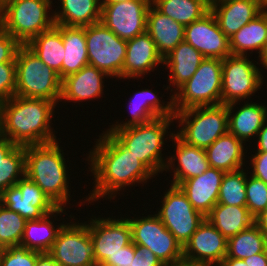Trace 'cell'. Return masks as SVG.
<instances>
[{
  "label": "cell",
  "instance_id": "7",
  "mask_svg": "<svg viewBox=\"0 0 267 266\" xmlns=\"http://www.w3.org/2000/svg\"><path fill=\"white\" fill-rule=\"evenodd\" d=\"M222 59L205 58L193 76L174 92V111L221 104Z\"/></svg>",
  "mask_w": 267,
  "mask_h": 266
},
{
  "label": "cell",
  "instance_id": "14",
  "mask_svg": "<svg viewBox=\"0 0 267 266\" xmlns=\"http://www.w3.org/2000/svg\"><path fill=\"white\" fill-rule=\"evenodd\" d=\"M48 253L59 266H92L96 264L88 224H64Z\"/></svg>",
  "mask_w": 267,
  "mask_h": 266
},
{
  "label": "cell",
  "instance_id": "55",
  "mask_svg": "<svg viewBox=\"0 0 267 266\" xmlns=\"http://www.w3.org/2000/svg\"><path fill=\"white\" fill-rule=\"evenodd\" d=\"M126 1H133V0H102L100 2L101 4H114V3L126 2Z\"/></svg>",
  "mask_w": 267,
  "mask_h": 266
},
{
  "label": "cell",
  "instance_id": "41",
  "mask_svg": "<svg viewBox=\"0 0 267 266\" xmlns=\"http://www.w3.org/2000/svg\"><path fill=\"white\" fill-rule=\"evenodd\" d=\"M40 254L22 245L7 246L0 249V266H35Z\"/></svg>",
  "mask_w": 267,
  "mask_h": 266
},
{
  "label": "cell",
  "instance_id": "6",
  "mask_svg": "<svg viewBox=\"0 0 267 266\" xmlns=\"http://www.w3.org/2000/svg\"><path fill=\"white\" fill-rule=\"evenodd\" d=\"M51 4V0H11L0 8V26L21 45H27L55 25L53 13L48 14Z\"/></svg>",
  "mask_w": 267,
  "mask_h": 266
},
{
  "label": "cell",
  "instance_id": "32",
  "mask_svg": "<svg viewBox=\"0 0 267 266\" xmlns=\"http://www.w3.org/2000/svg\"><path fill=\"white\" fill-rule=\"evenodd\" d=\"M64 207H58L54 212L44 215L38 220H27L20 245L29 250L48 253L56 241L59 230L64 224L55 229L49 220L53 213H63Z\"/></svg>",
  "mask_w": 267,
  "mask_h": 266
},
{
  "label": "cell",
  "instance_id": "20",
  "mask_svg": "<svg viewBox=\"0 0 267 266\" xmlns=\"http://www.w3.org/2000/svg\"><path fill=\"white\" fill-rule=\"evenodd\" d=\"M163 58L158 53L151 36L144 32L127 40V52L123 63V79L142 77L158 64Z\"/></svg>",
  "mask_w": 267,
  "mask_h": 266
},
{
  "label": "cell",
  "instance_id": "44",
  "mask_svg": "<svg viewBox=\"0 0 267 266\" xmlns=\"http://www.w3.org/2000/svg\"><path fill=\"white\" fill-rule=\"evenodd\" d=\"M21 44L0 26V63L15 62Z\"/></svg>",
  "mask_w": 267,
  "mask_h": 266
},
{
  "label": "cell",
  "instance_id": "4",
  "mask_svg": "<svg viewBox=\"0 0 267 266\" xmlns=\"http://www.w3.org/2000/svg\"><path fill=\"white\" fill-rule=\"evenodd\" d=\"M175 117H160L144 124L127 126L121 129H108L137 159L154 174L174 167L175 155L167 163L161 157L166 129ZM173 165V166H172Z\"/></svg>",
  "mask_w": 267,
  "mask_h": 266
},
{
  "label": "cell",
  "instance_id": "51",
  "mask_svg": "<svg viewBox=\"0 0 267 266\" xmlns=\"http://www.w3.org/2000/svg\"><path fill=\"white\" fill-rule=\"evenodd\" d=\"M213 264L206 262H199L186 259L182 257L180 260H177L173 265L170 266H212Z\"/></svg>",
  "mask_w": 267,
  "mask_h": 266
},
{
  "label": "cell",
  "instance_id": "9",
  "mask_svg": "<svg viewBox=\"0 0 267 266\" xmlns=\"http://www.w3.org/2000/svg\"><path fill=\"white\" fill-rule=\"evenodd\" d=\"M89 65L105 72L109 77L123 78V63L127 40L121 39L102 22L85 26Z\"/></svg>",
  "mask_w": 267,
  "mask_h": 266
},
{
  "label": "cell",
  "instance_id": "5",
  "mask_svg": "<svg viewBox=\"0 0 267 266\" xmlns=\"http://www.w3.org/2000/svg\"><path fill=\"white\" fill-rule=\"evenodd\" d=\"M15 95L42 98L56 105L61 98L62 79L52 68L45 65L26 45L16 53Z\"/></svg>",
  "mask_w": 267,
  "mask_h": 266
},
{
  "label": "cell",
  "instance_id": "36",
  "mask_svg": "<svg viewBox=\"0 0 267 266\" xmlns=\"http://www.w3.org/2000/svg\"><path fill=\"white\" fill-rule=\"evenodd\" d=\"M267 250V236L255 222L250 227L228 239L225 258L241 259Z\"/></svg>",
  "mask_w": 267,
  "mask_h": 266
},
{
  "label": "cell",
  "instance_id": "11",
  "mask_svg": "<svg viewBox=\"0 0 267 266\" xmlns=\"http://www.w3.org/2000/svg\"><path fill=\"white\" fill-rule=\"evenodd\" d=\"M156 215L182 247L206 219L194 209L179 186L172 184L164 195L162 207Z\"/></svg>",
  "mask_w": 267,
  "mask_h": 266
},
{
  "label": "cell",
  "instance_id": "28",
  "mask_svg": "<svg viewBox=\"0 0 267 266\" xmlns=\"http://www.w3.org/2000/svg\"><path fill=\"white\" fill-rule=\"evenodd\" d=\"M26 46L33 51L45 65L55 70L62 79V62L65 57L62 25L55 24L51 29L33 38Z\"/></svg>",
  "mask_w": 267,
  "mask_h": 266
},
{
  "label": "cell",
  "instance_id": "2",
  "mask_svg": "<svg viewBox=\"0 0 267 266\" xmlns=\"http://www.w3.org/2000/svg\"><path fill=\"white\" fill-rule=\"evenodd\" d=\"M55 106L47 99L14 95L1 102L0 135L24 147L55 142L50 126Z\"/></svg>",
  "mask_w": 267,
  "mask_h": 266
},
{
  "label": "cell",
  "instance_id": "49",
  "mask_svg": "<svg viewBox=\"0 0 267 266\" xmlns=\"http://www.w3.org/2000/svg\"><path fill=\"white\" fill-rule=\"evenodd\" d=\"M267 120L264 122L262 128L258 131V150L257 152H267Z\"/></svg>",
  "mask_w": 267,
  "mask_h": 266
},
{
  "label": "cell",
  "instance_id": "15",
  "mask_svg": "<svg viewBox=\"0 0 267 266\" xmlns=\"http://www.w3.org/2000/svg\"><path fill=\"white\" fill-rule=\"evenodd\" d=\"M151 4V0L101 4L100 22L121 39H132L146 32L147 12Z\"/></svg>",
  "mask_w": 267,
  "mask_h": 266
},
{
  "label": "cell",
  "instance_id": "57",
  "mask_svg": "<svg viewBox=\"0 0 267 266\" xmlns=\"http://www.w3.org/2000/svg\"><path fill=\"white\" fill-rule=\"evenodd\" d=\"M92 266H102L101 264H94V265H92Z\"/></svg>",
  "mask_w": 267,
  "mask_h": 266
},
{
  "label": "cell",
  "instance_id": "56",
  "mask_svg": "<svg viewBox=\"0 0 267 266\" xmlns=\"http://www.w3.org/2000/svg\"><path fill=\"white\" fill-rule=\"evenodd\" d=\"M9 1L11 0H0V8L3 7Z\"/></svg>",
  "mask_w": 267,
  "mask_h": 266
},
{
  "label": "cell",
  "instance_id": "1",
  "mask_svg": "<svg viewBox=\"0 0 267 266\" xmlns=\"http://www.w3.org/2000/svg\"><path fill=\"white\" fill-rule=\"evenodd\" d=\"M96 143L88 157L96 183L86 201H95L105 195L112 199L123 187L144 182L155 175L108 130Z\"/></svg>",
  "mask_w": 267,
  "mask_h": 266
},
{
  "label": "cell",
  "instance_id": "13",
  "mask_svg": "<svg viewBox=\"0 0 267 266\" xmlns=\"http://www.w3.org/2000/svg\"><path fill=\"white\" fill-rule=\"evenodd\" d=\"M263 74L247 56L230 55L222 60L221 104L250 97L262 86Z\"/></svg>",
  "mask_w": 267,
  "mask_h": 266
},
{
  "label": "cell",
  "instance_id": "30",
  "mask_svg": "<svg viewBox=\"0 0 267 266\" xmlns=\"http://www.w3.org/2000/svg\"><path fill=\"white\" fill-rule=\"evenodd\" d=\"M62 39L65 57L62 62V79L78 72L89 64L85 27L62 25Z\"/></svg>",
  "mask_w": 267,
  "mask_h": 266
},
{
  "label": "cell",
  "instance_id": "26",
  "mask_svg": "<svg viewBox=\"0 0 267 266\" xmlns=\"http://www.w3.org/2000/svg\"><path fill=\"white\" fill-rule=\"evenodd\" d=\"M243 141L229 131L205 149L210 167L233 172L243 168Z\"/></svg>",
  "mask_w": 267,
  "mask_h": 266
},
{
  "label": "cell",
  "instance_id": "37",
  "mask_svg": "<svg viewBox=\"0 0 267 266\" xmlns=\"http://www.w3.org/2000/svg\"><path fill=\"white\" fill-rule=\"evenodd\" d=\"M246 174L243 169L225 172L217 203L246 207Z\"/></svg>",
  "mask_w": 267,
  "mask_h": 266
},
{
  "label": "cell",
  "instance_id": "16",
  "mask_svg": "<svg viewBox=\"0 0 267 266\" xmlns=\"http://www.w3.org/2000/svg\"><path fill=\"white\" fill-rule=\"evenodd\" d=\"M184 41L198 50L205 58L223 60L232 55L229 38L221 31L211 11L201 19L185 26Z\"/></svg>",
  "mask_w": 267,
  "mask_h": 266
},
{
  "label": "cell",
  "instance_id": "10",
  "mask_svg": "<svg viewBox=\"0 0 267 266\" xmlns=\"http://www.w3.org/2000/svg\"><path fill=\"white\" fill-rule=\"evenodd\" d=\"M127 219L132 242L147 247L165 266L173 265L183 257V247L156 214L142 219Z\"/></svg>",
  "mask_w": 267,
  "mask_h": 266
},
{
  "label": "cell",
  "instance_id": "22",
  "mask_svg": "<svg viewBox=\"0 0 267 266\" xmlns=\"http://www.w3.org/2000/svg\"><path fill=\"white\" fill-rule=\"evenodd\" d=\"M146 32L155 42L158 53L164 58L184 41L185 26L163 15L151 4L147 12Z\"/></svg>",
  "mask_w": 267,
  "mask_h": 266
},
{
  "label": "cell",
  "instance_id": "31",
  "mask_svg": "<svg viewBox=\"0 0 267 266\" xmlns=\"http://www.w3.org/2000/svg\"><path fill=\"white\" fill-rule=\"evenodd\" d=\"M62 10L54 12L55 24L85 27L100 22V0H60Z\"/></svg>",
  "mask_w": 267,
  "mask_h": 266
},
{
  "label": "cell",
  "instance_id": "42",
  "mask_svg": "<svg viewBox=\"0 0 267 266\" xmlns=\"http://www.w3.org/2000/svg\"><path fill=\"white\" fill-rule=\"evenodd\" d=\"M16 186L21 190L22 196L27 201H31L34 207H57L48 196L26 175L21 176V179L16 183Z\"/></svg>",
  "mask_w": 267,
  "mask_h": 266
},
{
  "label": "cell",
  "instance_id": "39",
  "mask_svg": "<svg viewBox=\"0 0 267 266\" xmlns=\"http://www.w3.org/2000/svg\"><path fill=\"white\" fill-rule=\"evenodd\" d=\"M27 220L0 203V249L20 245Z\"/></svg>",
  "mask_w": 267,
  "mask_h": 266
},
{
  "label": "cell",
  "instance_id": "3",
  "mask_svg": "<svg viewBox=\"0 0 267 266\" xmlns=\"http://www.w3.org/2000/svg\"><path fill=\"white\" fill-rule=\"evenodd\" d=\"M57 141L25 146V175L57 206L67 204L70 193L64 156Z\"/></svg>",
  "mask_w": 267,
  "mask_h": 266
},
{
  "label": "cell",
  "instance_id": "35",
  "mask_svg": "<svg viewBox=\"0 0 267 266\" xmlns=\"http://www.w3.org/2000/svg\"><path fill=\"white\" fill-rule=\"evenodd\" d=\"M163 15L186 26L201 19L210 11V0H151Z\"/></svg>",
  "mask_w": 267,
  "mask_h": 266
},
{
  "label": "cell",
  "instance_id": "43",
  "mask_svg": "<svg viewBox=\"0 0 267 266\" xmlns=\"http://www.w3.org/2000/svg\"><path fill=\"white\" fill-rule=\"evenodd\" d=\"M16 62L0 63V102L7 101L15 95Z\"/></svg>",
  "mask_w": 267,
  "mask_h": 266
},
{
  "label": "cell",
  "instance_id": "50",
  "mask_svg": "<svg viewBox=\"0 0 267 266\" xmlns=\"http://www.w3.org/2000/svg\"><path fill=\"white\" fill-rule=\"evenodd\" d=\"M35 266H59L49 253H41L36 260Z\"/></svg>",
  "mask_w": 267,
  "mask_h": 266
},
{
  "label": "cell",
  "instance_id": "8",
  "mask_svg": "<svg viewBox=\"0 0 267 266\" xmlns=\"http://www.w3.org/2000/svg\"><path fill=\"white\" fill-rule=\"evenodd\" d=\"M191 117H194L191 120ZM181 130L176 134L186 143L206 149L228 132L227 105L197 106L175 112Z\"/></svg>",
  "mask_w": 267,
  "mask_h": 266
},
{
  "label": "cell",
  "instance_id": "21",
  "mask_svg": "<svg viewBox=\"0 0 267 266\" xmlns=\"http://www.w3.org/2000/svg\"><path fill=\"white\" fill-rule=\"evenodd\" d=\"M108 75L95 66L86 65L62 79L61 99L82 101L98 98L103 92V80Z\"/></svg>",
  "mask_w": 267,
  "mask_h": 266
},
{
  "label": "cell",
  "instance_id": "47",
  "mask_svg": "<svg viewBox=\"0 0 267 266\" xmlns=\"http://www.w3.org/2000/svg\"><path fill=\"white\" fill-rule=\"evenodd\" d=\"M135 255V244L131 242L129 245L123 247L116 255V266H129L133 262Z\"/></svg>",
  "mask_w": 267,
  "mask_h": 266
},
{
  "label": "cell",
  "instance_id": "45",
  "mask_svg": "<svg viewBox=\"0 0 267 266\" xmlns=\"http://www.w3.org/2000/svg\"><path fill=\"white\" fill-rule=\"evenodd\" d=\"M129 266H165L147 247L135 245L133 262Z\"/></svg>",
  "mask_w": 267,
  "mask_h": 266
},
{
  "label": "cell",
  "instance_id": "53",
  "mask_svg": "<svg viewBox=\"0 0 267 266\" xmlns=\"http://www.w3.org/2000/svg\"><path fill=\"white\" fill-rule=\"evenodd\" d=\"M255 222L260 226L263 233L267 236V208L256 218Z\"/></svg>",
  "mask_w": 267,
  "mask_h": 266
},
{
  "label": "cell",
  "instance_id": "23",
  "mask_svg": "<svg viewBox=\"0 0 267 266\" xmlns=\"http://www.w3.org/2000/svg\"><path fill=\"white\" fill-rule=\"evenodd\" d=\"M172 99V100H171ZM165 106L161 100L149 89L138 91L130 101L132 118L123 124H115L109 129H121L131 125L144 124L160 117H175L173 95ZM143 100V101H142Z\"/></svg>",
  "mask_w": 267,
  "mask_h": 266
},
{
  "label": "cell",
  "instance_id": "46",
  "mask_svg": "<svg viewBox=\"0 0 267 266\" xmlns=\"http://www.w3.org/2000/svg\"><path fill=\"white\" fill-rule=\"evenodd\" d=\"M252 176L264 181L267 184V152H257L251 159Z\"/></svg>",
  "mask_w": 267,
  "mask_h": 266
},
{
  "label": "cell",
  "instance_id": "54",
  "mask_svg": "<svg viewBox=\"0 0 267 266\" xmlns=\"http://www.w3.org/2000/svg\"><path fill=\"white\" fill-rule=\"evenodd\" d=\"M258 57H260L261 64L267 69V40Z\"/></svg>",
  "mask_w": 267,
  "mask_h": 266
},
{
  "label": "cell",
  "instance_id": "48",
  "mask_svg": "<svg viewBox=\"0 0 267 266\" xmlns=\"http://www.w3.org/2000/svg\"><path fill=\"white\" fill-rule=\"evenodd\" d=\"M243 261L248 266H267V250L249 258H244Z\"/></svg>",
  "mask_w": 267,
  "mask_h": 266
},
{
  "label": "cell",
  "instance_id": "27",
  "mask_svg": "<svg viewBox=\"0 0 267 266\" xmlns=\"http://www.w3.org/2000/svg\"><path fill=\"white\" fill-rule=\"evenodd\" d=\"M236 102L227 104L228 131L241 141L257 136L267 120V107L257 103H247L235 114L232 111ZM232 115V116H231Z\"/></svg>",
  "mask_w": 267,
  "mask_h": 266
},
{
  "label": "cell",
  "instance_id": "25",
  "mask_svg": "<svg viewBox=\"0 0 267 266\" xmlns=\"http://www.w3.org/2000/svg\"><path fill=\"white\" fill-rule=\"evenodd\" d=\"M204 59L205 57L189 43H179L163 58V64H167L170 69V84L178 90L193 76Z\"/></svg>",
  "mask_w": 267,
  "mask_h": 266
},
{
  "label": "cell",
  "instance_id": "33",
  "mask_svg": "<svg viewBox=\"0 0 267 266\" xmlns=\"http://www.w3.org/2000/svg\"><path fill=\"white\" fill-rule=\"evenodd\" d=\"M266 40L267 8L229 38L231 54L245 56L248 50H258L260 54Z\"/></svg>",
  "mask_w": 267,
  "mask_h": 266
},
{
  "label": "cell",
  "instance_id": "19",
  "mask_svg": "<svg viewBox=\"0 0 267 266\" xmlns=\"http://www.w3.org/2000/svg\"><path fill=\"white\" fill-rule=\"evenodd\" d=\"M224 174L225 171L210 167L201 175L184 180L179 188L187 195L194 209L206 217L218 202Z\"/></svg>",
  "mask_w": 267,
  "mask_h": 266
},
{
  "label": "cell",
  "instance_id": "52",
  "mask_svg": "<svg viewBox=\"0 0 267 266\" xmlns=\"http://www.w3.org/2000/svg\"><path fill=\"white\" fill-rule=\"evenodd\" d=\"M218 266H248L245 262L241 259L235 258H224Z\"/></svg>",
  "mask_w": 267,
  "mask_h": 266
},
{
  "label": "cell",
  "instance_id": "34",
  "mask_svg": "<svg viewBox=\"0 0 267 266\" xmlns=\"http://www.w3.org/2000/svg\"><path fill=\"white\" fill-rule=\"evenodd\" d=\"M25 175V147L0 135V194Z\"/></svg>",
  "mask_w": 267,
  "mask_h": 266
},
{
  "label": "cell",
  "instance_id": "17",
  "mask_svg": "<svg viewBox=\"0 0 267 266\" xmlns=\"http://www.w3.org/2000/svg\"><path fill=\"white\" fill-rule=\"evenodd\" d=\"M266 8L267 5L263 0H210V11L228 38Z\"/></svg>",
  "mask_w": 267,
  "mask_h": 266
},
{
  "label": "cell",
  "instance_id": "38",
  "mask_svg": "<svg viewBox=\"0 0 267 266\" xmlns=\"http://www.w3.org/2000/svg\"><path fill=\"white\" fill-rule=\"evenodd\" d=\"M0 203L26 220H38L54 212L58 207H34L22 196L21 190L13 185L0 194Z\"/></svg>",
  "mask_w": 267,
  "mask_h": 266
},
{
  "label": "cell",
  "instance_id": "18",
  "mask_svg": "<svg viewBox=\"0 0 267 266\" xmlns=\"http://www.w3.org/2000/svg\"><path fill=\"white\" fill-rule=\"evenodd\" d=\"M228 240L205 219L183 246V257L216 266L226 257Z\"/></svg>",
  "mask_w": 267,
  "mask_h": 266
},
{
  "label": "cell",
  "instance_id": "24",
  "mask_svg": "<svg viewBox=\"0 0 267 266\" xmlns=\"http://www.w3.org/2000/svg\"><path fill=\"white\" fill-rule=\"evenodd\" d=\"M176 146L178 165L174 171L172 185L179 186L184 180L196 177L210 168L205 149L190 145L177 134L171 133Z\"/></svg>",
  "mask_w": 267,
  "mask_h": 266
},
{
  "label": "cell",
  "instance_id": "40",
  "mask_svg": "<svg viewBox=\"0 0 267 266\" xmlns=\"http://www.w3.org/2000/svg\"><path fill=\"white\" fill-rule=\"evenodd\" d=\"M246 207L255 219L267 208V184L254 176L246 179Z\"/></svg>",
  "mask_w": 267,
  "mask_h": 266
},
{
  "label": "cell",
  "instance_id": "29",
  "mask_svg": "<svg viewBox=\"0 0 267 266\" xmlns=\"http://www.w3.org/2000/svg\"><path fill=\"white\" fill-rule=\"evenodd\" d=\"M206 219L228 240L242 230L247 229L255 218L247 207L230 206L217 203Z\"/></svg>",
  "mask_w": 267,
  "mask_h": 266
},
{
  "label": "cell",
  "instance_id": "12",
  "mask_svg": "<svg viewBox=\"0 0 267 266\" xmlns=\"http://www.w3.org/2000/svg\"><path fill=\"white\" fill-rule=\"evenodd\" d=\"M91 219L88 224L96 264L116 266V255L132 242L128 219Z\"/></svg>",
  "mask_w": 267,
  "mask_h": 266
}]
</instances>
